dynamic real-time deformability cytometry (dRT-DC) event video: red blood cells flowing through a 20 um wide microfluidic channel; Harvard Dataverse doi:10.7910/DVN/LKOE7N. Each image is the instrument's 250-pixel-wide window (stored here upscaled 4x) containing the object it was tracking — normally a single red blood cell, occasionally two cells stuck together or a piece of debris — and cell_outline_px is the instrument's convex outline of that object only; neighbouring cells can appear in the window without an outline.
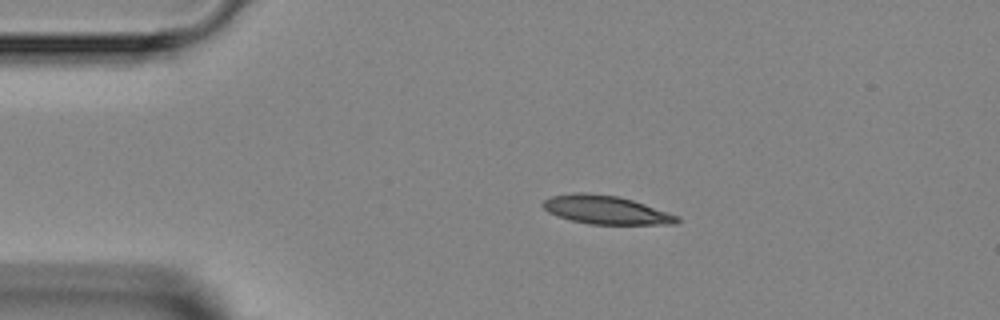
{"species": "Egyptian fruit bat (a non-hibernating species)", "species_latin": "Rousettus aegyptiacus", "temperature_condition": "room temperature", "stored_images_in_passage": 3, "camera_frame_rate_fps": 3000, "um_per_image_px": 0.085, "animal": {"sex": "female"}, "frame": {"image": 1, "passage_image": 2, "time_ms": 1.0, "image_size_px": [1000, 320], "cell_outline_px": [[680, 220], [676, 224], [588, 224], [556, 216], [548, 212], [540, 204], [544, 200], [552, 196], [572, 192], [584, 192], [620, 196], [680, 216]], "centroid_in_image_um": [51.48, 17.83], "position_along_channel_um": 33.5, "area_um2": 22.37}}